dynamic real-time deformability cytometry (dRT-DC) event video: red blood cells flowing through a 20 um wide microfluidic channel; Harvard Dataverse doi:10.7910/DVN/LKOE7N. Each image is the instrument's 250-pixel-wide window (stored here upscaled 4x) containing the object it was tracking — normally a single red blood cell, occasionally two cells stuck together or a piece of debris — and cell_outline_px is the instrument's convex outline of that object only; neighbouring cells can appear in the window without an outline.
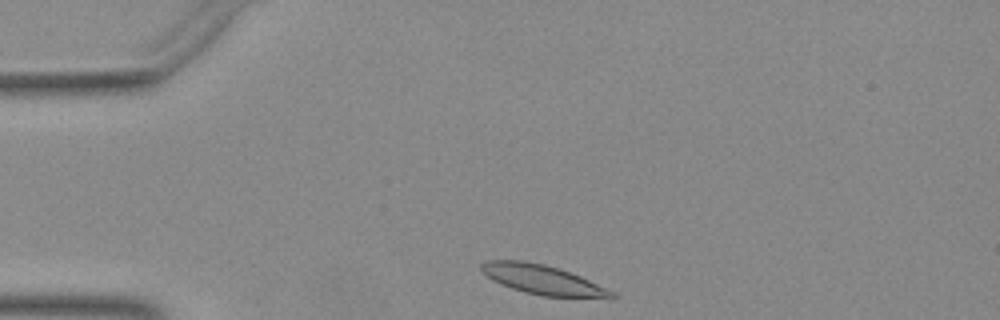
{"species": "Egyptian fruit bat (a non-hibernating species)", "species_latin": "Rousettus aegyptiacus", "temperature_condition": "warm", "stored_images_in_passage": 33, "camera_frame_rate_fps": 3000, "um_per_image_px": 0.085, "animal": {"sex": "female"}, "frame": {"image": 1, "passage_image": 1, "time_ms": 0.0, "image_size_px": [1000, 320], "cell_outline_px": [[616, 296], [540, 296], [524, 292], [500, 284], [492, 280], [480, 268], [480, 264], [488, 260], [524, 260], [544, 264], [580, 276], [608, 288], [616, 292]], "centroid_in_image_um": [46.04, 23.75], "position_along_channel_um": 39.0, "area_um2": 21.85}}
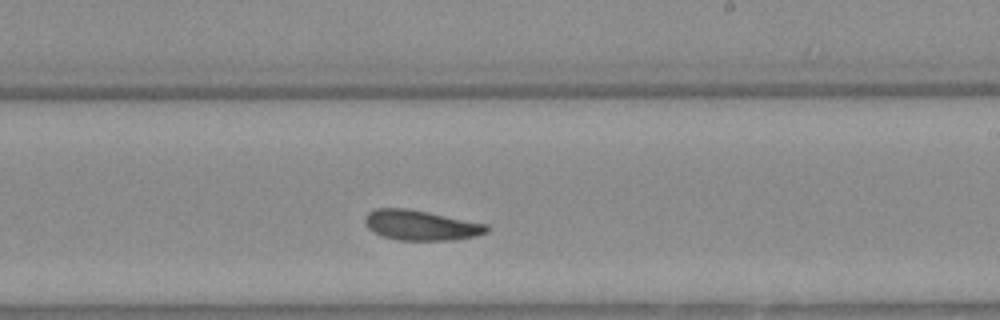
{"frame": {"image": 2, "passage_image": 20, "time_ms": 6.333, "image_size_px": [1000, 320], "cell_outline_px": [[488, 232], [476, 236], [456, 240], [396, 240], [384, 236], [368, 228], [364, 224], [364, 216], [368, 212], [376, 208], [404, 208], [488, 224]], "centroid_in_image_um": [35.76, 19.15], "position_along_channel_um": 253.2, "area_um2": 21.21}}
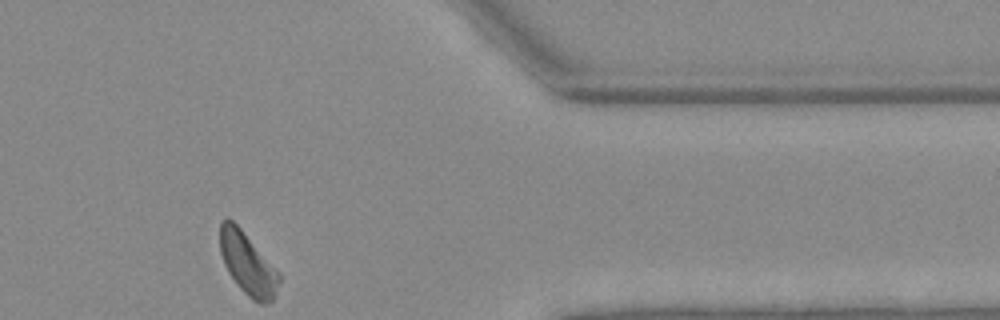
{"frame": {"image": 3, "passage_image": 32, "time_ms": 10.333, "image_size_px": [1000, 320], "cell_outline_px": [[280, 280], [272, 300], [268, 304], [260, 304], [252, 300], [236, 284], [228, 272], [224, 264], [220, 252], [220, 224], [224, 220], [232, 220], [240, 228], [280, 272]], "centroid_in_image_um": [21.06, 22.45], "position_along_channel_um": 390.3, "area_um2": 21.21}}